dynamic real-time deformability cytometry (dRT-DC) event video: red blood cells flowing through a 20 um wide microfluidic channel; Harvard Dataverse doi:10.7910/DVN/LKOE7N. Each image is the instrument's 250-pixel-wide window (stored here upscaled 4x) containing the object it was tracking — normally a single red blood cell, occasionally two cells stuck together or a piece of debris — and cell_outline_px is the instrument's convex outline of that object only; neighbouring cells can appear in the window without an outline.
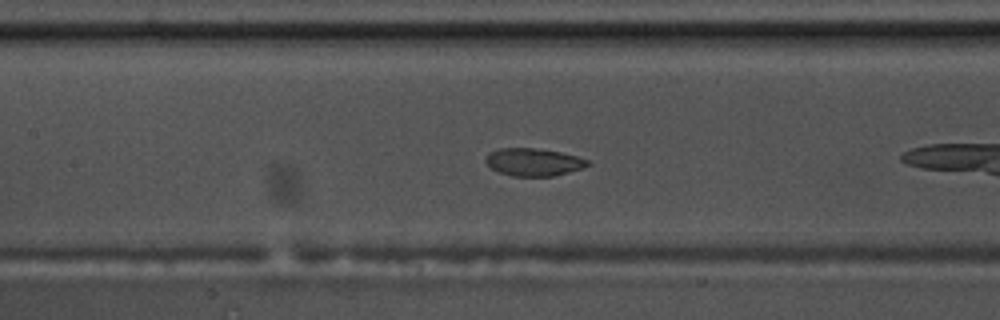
{"species": "common noctule bat (a hibernating species)", "species_latin": "Nyctalus noctula", "temperature_condition": "warm", "stored_images_in_passage": 43, "camera_frame_rate_fps": 3000, "um_per_image_px": 0.085, "animal": {"sex": "male", "body_mass_g": 17.5, "forearm_length_mm": 52.3}, "frame": {"image": 1, "passage_image": 11, "time_ms": 3.333, "image_size_px": [1000, 320], "cell_outline_px": [[592, 164], [584, 168], [556, 176], [512, 176], [500, 172], [492, 168], [484, 160], [488, 152], [500, 148], [532, 148], [560, 152], [576, 156], [588, 160]], "centroid_in_image_um": [45.37, 13.78], "position_along_channel_um": 162.0, "area_um2": 16.47}}
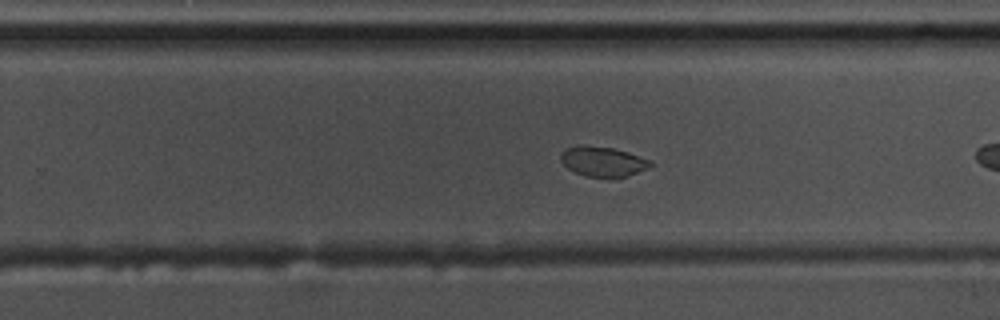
{"frame": {"image": 2, "passage_image": 21, "time_ms": 6.667, "image_size_px": [1000, 320], "cell_outline_px": [[652, 164], [648, 168], [624, 176], [584, 176], [568, 168], [560, 160], [560, 156], [564, 148], [576, 144], [584, 144], [612, 148], [628, 152], [652, 160]], "centroid_in_image_um": [51.2, 13.68], "position_along_channel_um": 278.6, "area_um2": 15.55}}
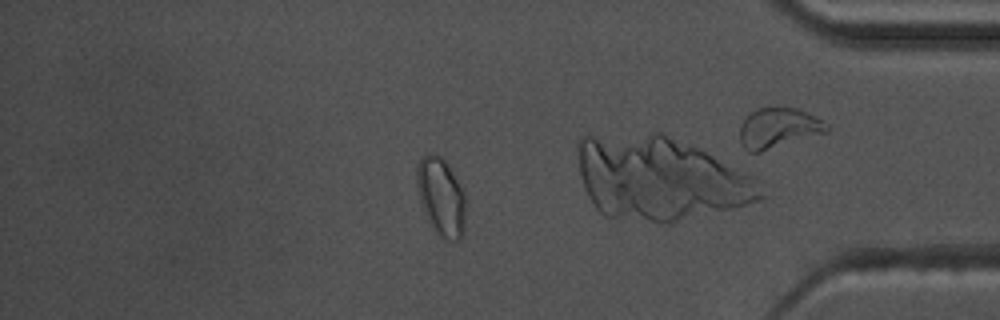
{"frame": {"image": 3, "passage_image": 34, "time_ms": 11.0, "image_size_px": [1000, 320], "cell_outline_px": [[464, 236], [460, 240], [448, 240], [440, 236], [432, 224], [424, 208], [416, 184], [416, 164], [424, 156], [440, 156], [448, 164], [464, 192]], "centroid_in_image_um": [37.51, 16.73], "position_along_channel_um": 397.7, "area_um2": 21.44}}